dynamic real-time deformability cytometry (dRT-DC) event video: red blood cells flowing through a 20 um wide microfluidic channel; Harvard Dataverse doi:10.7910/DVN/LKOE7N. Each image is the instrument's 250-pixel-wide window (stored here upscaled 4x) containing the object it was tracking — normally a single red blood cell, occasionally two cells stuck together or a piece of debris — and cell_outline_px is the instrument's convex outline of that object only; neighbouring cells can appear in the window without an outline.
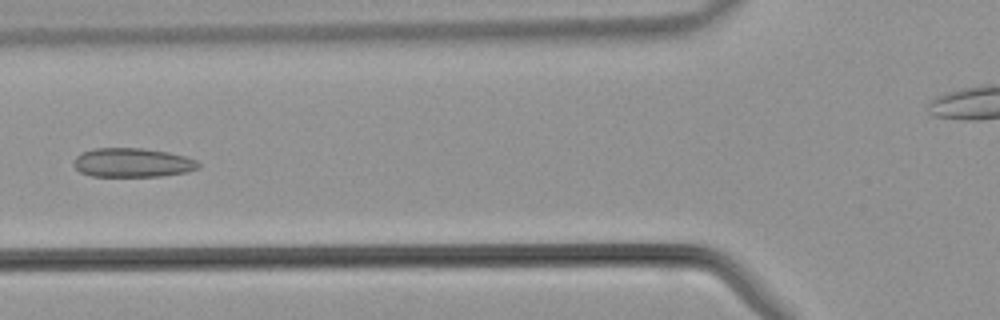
{"species": "common noctule bat (a hibernating species)", "species_latin": "Nyctalus noctula", "temperature_condition": "warm", "stored_images_in_passage": 42, "camera_frame_rate_fps": 3000, "um_per_image_px": 0.085, "animal": {"sex": "male", "body_mass_g": 21.5, "forearm_length_mm": 52.0}, "frame": {"image": 1, "passage_image": 14, "time_ms": 4.333, "image_size_px": [1000, 320], "cell_outline_px": [[200, 168], [184, 172], [160, 176], [92, 176], [80, 172], [76, 168], [76, 156], [92, 148], [140, 148], [168, 152], [184, 156], [196, 160], [200, 164]], "centroid_in_image_um": [11.28, 13.82], "position_along_channel_um": 114.5, "area_um2": 20.87}}
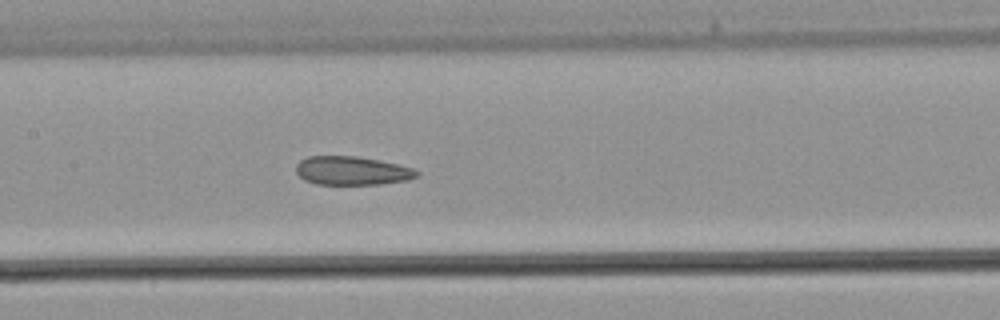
{"frame": {"image": 2, "passage_image": 18, "time_ms": 5.667, "image_size_px": [1000, 320], "cell_outline_px": [[420, 172], [416, 176], [408, 180], [380, 184], [316, 184], [304, 180], [296, 172], [296, 164], [300, 160], [308, 156], [356, 156], [380, 160], [412, 168]], "centroid_in_image_um": [29.89, 14.51], "position_along_channel_um": 177.5, "area_um2": 20.11}}
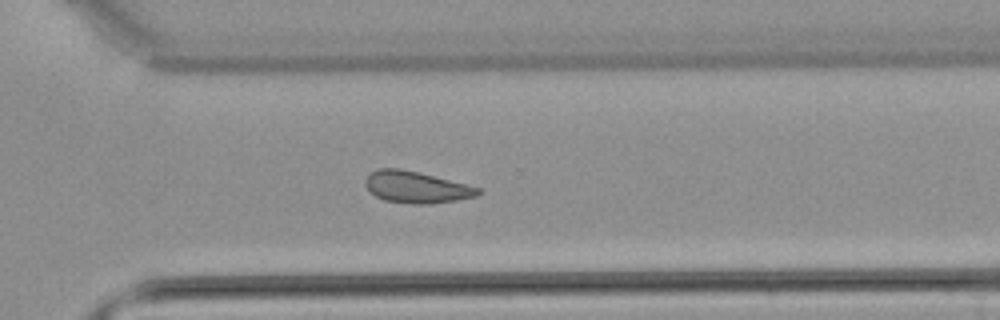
{"frame": {"image": 3, "passage_image": 28, "time_ms": 9.0, "image_size_px": [1000, 320], "cell_outline_px": [[484, 192], [476, 196], [456, 200], [428, 204], [412, 204], [384, 200], [376, 196], [364, 184], [364, 180], [368, 172], [376, 168], [400, 168], [420, 172], [480, 188]], "centroid_in_image_um": [35.35, 15.89], "position_along_channel_um": 335.2, "area_um2": 20.92}}